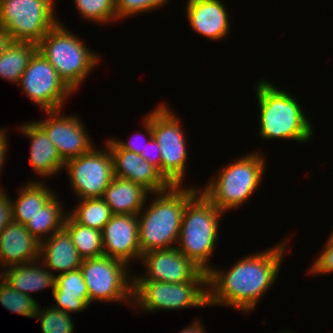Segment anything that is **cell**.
Masks as SVG:
<instances>
[{
    "mask_svg": "<svg viewBox=\"0 0 333 333\" xmlns=\"http://www.w3.org/2000/svg\"><path fill=\"white\" fill-rule=\"evenodd\" d=\"M286 239L265 251L247 255L227 272H207L208 306L222 305L250 312L275 283L285 255ZM218 269V270H217Z\"/></svg>",
    "mask_w": 333,
    "mask_h": 333,
    "instance_id": "1",
    "label": "cell"
},
{
    "mask_svg": "<svg viewBox=\"0 0 333 333\" xmlns=\"http://www.w3.org/2000/svg\"><path fill=\"white\" fill-rule=\"evenodd\" d=\"M198 192L195 186L171 185L164 191L154 193L156 197L149 207L144 204L145 208L137 215L141 255L176 247L184 209Z\"/></svg>",
    "mask_w": 333,
    "mask_h": 333,
    "instance_id": "2",
    "label": "cell"
},
{
    "mask_svg": "<svg viewBox=\"0 0 333 333\" xmlns=\"http://www.w3.org/2000/svg\"><path fill=\"white\" fill-rule=\"evenodd\" d=\"M255 86L260 109L261 140L287 139L299 143L310 141L314 127L305 116L299 101L291 93L280 90L264 79Z\"/></svg>",
    "mask_w": 333,
    "mask_h": 333,
    "instance_id": "3",
    "label": "cell"
},
{
    "mask_svg": "<svg viewBox=\"0 0 333 333\" xmlns=\"http://www.w3.org/2000/svg\"><path fill=\"white\" fill-rule=\"evenodd\" d=\"M224 215L202 192H198L184 209L178 250L198 268L208 272L209 258L218 240V229Z\"/></svg>",
    "mask_w": 333,
    "mask_h": 333,
    "instance_id": "4",
    "label": "cell"
},
{
    "mask_svg": "<svg viewBox=\"0 0 333 333\" xmlns=\"http://www.w3.org/2000/svg\"><path fill=\"white\" fill-rule=\"evenodd\" d=\"M64 26L60 21L51 28L37 44V51L75 93L101 59Z\"/></svg>",
    "mask_w": 333,
    "mask_h": 333,
    "instance_id": "5",
    "label": "cell"
},
{
    "mask_svg": "<svg viewBox=\"0 0 333 333\" xmlns=\"http://www.w3.org/2000/svg\"><path fill=\"white\" fill-rule=\"evenodd\" d=\"M259 153L250 152L224 166L201 191L223 213L242 206L260 186L266 163Z\"/></svg>",
    "mask_w": 333,
    "mask_h": 333,
    "instance_id": "6",
    "label": "cell"
},
{
    "mask_svg": "<svg viewBox=\"0 0 333 333\" xmlns=\"http://www.w3.org/2000/svg\"><path fill=\"white\" fill-rule=\"evenodd\" d=\"M132 303H136L141 312L205 308L208 306L207 281H133Z\"/></svg>",
    "mask_w": 333,
    "mask_h": 333,
    "instance_id": "7",
    "label": "cell"
},
{
    "mask_svg": "<svg viewBox=\"0 0 333 333\" xmlns=\"http://www.w3.org/2000/svg\"><path fill=\"white\" fill-rule=\"evenodd\" d=\"M54 0H0V28L13 41H39L59 21Z\"/></svg>",
    "mask_w": 333,
    "mask_h": 333,
    "instance_id": "8",
    "label": "cell"
},
{
    "mask_svg": "<svg viewBox=\"0 0 333 333\" xmlns=\"http://www.w3.org/2000/svg\"><path fill=\"white\" fill-rule=\"evenodd\" d=\"M165 103L151 111L153 137L161 153V174L171 185H183L187 168V142L180 118Z\"/></svg>",
    "mask_w": 333,
    "mask_h": 333,
    "instance_id": "9",
    "label": "cell"
},
{
    "mask_svg": "<svg viewBox=\"0 0 333 333\" xmlns=\"http://www.w3.org/2000/svg\"><path fill=\"white\" fill-rule=\"evenodd\" d=\"M127 266L125 262L105 255L82 261L80 269L88 287L90 305L97 300L132 304L133 279Z\"/></svg>",
    "mask_w": 333,
    "mask_h": 333,
    "instance_id": "10",
    "label": "cell"
},
{
    "mask_svg": "<svg viewBox=\"0 0 333 333\" xmlns=\"http://www.w3.org/2000/svg\"><path fill=\"white\" fill-rule=\"evenodd\" d=\"M95 146L88 152L65 162L70 186L76 198H101L114 177L113 161L109 147Z\"/></svg>",
    "mask_w": 333,
    "mask_h": 333,
    "instance_id": "11",
    "label": "cell"
},
{
    "mask_svg": "<svg viewBox=\"0 0 333 333\" xmlns=\"http://www.w3.org/2000/svg\"><path fill=\"white\" fill-rule=\"evenodd\" d=\"M18 86L41 111L62 110L66 98L73 93L39 51L29 60Z\"/></svg>",
    "mask_w": 333,
    "mask_h": 333,
    "instance_id": "12",
    "label": "cell"
},
{
    "mask_svg": "<svg viewBox=\"0 0 333 333\" xmlns=\"http://www.w3.org/2000/svg\"><path fill=\"white\" fill-rule=\"evenodd\" d=\"M141 260L146 273L144 276L134 275L133 281H207V273L198 268L177 247L146 252L142 254Z\"/></svg>",
    "mask_w": 333,
    "mask_h": 333,
    "instance_id": "13",
    "label": "cell"
},
{
    "mask_svg": "<svg viewBox=\"0 0 333 333\" xmlns=\"http://www.w3.org/2000/svg\"><path fill=\"white\" fill-rule=\"evenodd\" d=\"M44 112L48 116L47 119L35 122L56 146L64 162L83 155L94 147L82 120L78 119L77 115H61V109Z\"/></svg>",
    "mask_w": 333,
    "mask_h": 333,
    "instance_id": "14",
    "label": "cell"
},
{
    "mask_svg": "<svg viewBox=\"0 0 333 333\" xmlns=\"http://www.w3.org/2000/svg\"><path fill=\"white\" fill-rule=\"evenodd\" d=\"M102 243L105 256L123 261L127 265L135 258L141 262L137 216L113 214L102 229Z\"/></svg>",
    "mask_w": 333,
    "mask_h": 333,
    "instance_id": "15",
    "label": "cell"
},
{
    "mask_svg": "<svg viewBox=\"0 0 333 333\" xmlns=\"http://www.w3.org/2000/svg\"><path fill=\"white\" fill-rule=\"evenodd\" d=\"M109 150L114 176L139 184L150 194L164 191L171 186L160 171L140 155L123 149Z\"/></svg>",
    "mask_w": 333,
    "mask_h": 333,
    "instance_id": "16",
    "label": "cell"
},
{
    "mask_svg": "<svg viewBox=\"0 0 333 333\" xmlns=\"http://www.w3.org/2000/svg\"><path fill=\"white\" fill-rule=\"evenodd\" d=\"M186 16L195 33L218 41L230 32V17L221 0H187Z\"/></svg>",
    "mask_w": 333,
    "mask_h": 333,
    "instance_id": "17",
    "label": "cell"
},
{
    "mask_svg": "<svg viewBox=\"0 0 333 333\" xmlns=\"http://www.w3.org/2000/svg\"><path fill=\"white\" fill-rule=\"evenodd\" d=\"M41 242L24 224L11 221L0 233V263L10 266L40 260Z\"/></svg>",
    "mask_w": 333,
    "mask_h": 333,
    "instance_id": "18",
    "label": "cell"
},
{
    "mask_svg": "<svg viewBox=\"0 0 333 333\" xmlns=\"http://www.w3.org/2000/svg\"><path fill=\"white\" fill-rule=\"evenodd\" d=\"M19 130L31 140L29 161L35 173L45 179L64 169L65 162L58 154L56 146L35 121L23 123Z\"/></svg>",
    "mask_w": 333,
    "mask_h": 333,
    "instance_id": "19",
    "label": "cell"
},
{
    "mask_svg": "<svg viewBox=\"0 0 333 333\" xmlns=\"http://www.w3.org/2000/svg\"><path fill=\"white\" fill-rule=\"evenodd\" d=\"M40 261L48 270L60 275L80 268L83 259L79 256L68 231L63 227L49 238L41 241Z\"/></svg>",
    "mask_w": 333,
    "mask_h": 333,
    "instance_id": "20",
    "label": "cell"
},
{
    "mask_svg": "<svg viewBox=\"0 0 333 333\" xmlns=\"http://www.w3.org/2000/svg\"><path fill=\"white\" fill-rule=\"evenodd\" d=\"M54 308L67 314L81 312L89 307L88 287L80 268L57 275L52 291Z\"/></svg>",
    "mask_w": 333,
    "mask_h": 333,
    "instance_id": "21",
    "label": "cell"
},
{
    "mask_svg": "<svg viewBox=\"0 0 333 333\" xmlns=\"http://www.w3.org/2000/svg\"><path fill=\"white\" fill-rule=\"evenodd\" d=\"M150 194L141 185L114 176L105 189L103 199L113 214L138 215Z\"/></svg>",
    "mask_w": 333,
    "mask_h": 333,
    "instance_id": "22",
    "label": "cell"
},
{
    "mask_svg": "<svg viewBox=\"0 0 333 333\" xmlns=\"http://www.w3.org/2000/svg\"><path fill=\"white\" fill-rule=\"evenodd\" d=\"M40 263L41 261L37 260L35 262L8 267L5 270V282L13 289L30 297H33L31 293L48 287H51L53 291L56 274L48 269L46 270L45 266L42 268Z\"/></svg>",
    "mask_w": 333,
    "mask_h": 333,
    "instance_id": "23",
    "label": "cell"
},
{
    "mask_svg": "<svg viewBox=\"0 0 333 333\" xmlns=\"http://www.w3.org/2000/svg\"><path fill=\"white\" fill-rule=\"evenodd\" d=\"M19 190L17 199L11 202L12 218L24 225L55 195L44 180H29Z\"/></svg>",
    "mask_w": 333,
    "mask_h": 333,
    "instance_id": "24",
    "label": "cell"
},
{
    "mask_svg": "<svg viewBox=\"0 0 333 333\" xmlns=\"http://www.w3.org/2000/svg\"><path fill=\"white\" fill-rule=\"evenodd\" d=\"M61 205L62 203H60L57 195L55 194L25 224V227L30 232V234L35 236L40 242L46 238H49L53 233L61 230L64 227V221L68 211L66 212L62 210L63 207Z\"/></svg>",
    "mask_w": 333,
    "mask_h": 333,
    "instance_id": "25",
    "label": "cell"
},
{
    "mask_svg": "<svg viewBox=\"0 0 333 333\" xmlns=\"http://www.w3.org/2000/svg\"><path fill=\"white\" fill-rule=\"evenodd\" d=\"M37 51V44L32 42L12 41L0 57V77L3 80L19 84L29 60Z\"/></svg>",
    "mask_w": 333,
    "mask_h": 333,
    "instance_id": "26",
    "label": "cell"
},
{
    "mask_svg": "<svg viewBox=\"0 0 333 333\" xmlns=\"http://www.w3.org/2000/svg\"><path fill=\"white\" fill-rule=\"evenodd\" d=\"M79 256L84 260L104 255L102 231L77 223L68 213L64 221Z\"/></svg>",
    "mask_w": 333,
    "mask_h": 333,
    "instance_id": "27",
    "label": "cell"
},
{
    "mask_svg": "<svg viewBox=\"0 0 333 333\" xmlns=\"http://www.w3.org/2000/svg\"><path fill=\"white\" fill-rule=\"evenodd\" d=\"M79 204L68 214L80 225L102 231L113 213L101 198L78 199Z\"/></svg>",
    "mask_w": 333,
    "mask_h": 333,
    "instance_id": "28",
    "label": "cell"
},
{
    "mask_svg": "<svg viewBox=\"0 0 333 333\" xmlns=\"http://www.w3.org/2000/svg\"><path fill=\"white\" fill-rule=\"evenodd\" d=\"M0 303L8 311L29 318L35 317L39 307L35 298L18 292L5 281L0 285Z\"/></svg>",
    "mask_w": 333,
    "mask_h": 333,
    "instance_id": "29",
    "label": "cell"
},
{
    "mask_svg": "<svg viewBox=\"0 0 333 333\" xmlns=\"http://www.w3.org/2000/svg\"><path fill=\"white\" fill-rule=\"evenodd\" d=\"M78 13L83 19L98 23L119 20L115 10V0H74ZM112 20V21H111Z\"/></svg>",
    "mask_w": 333,
    "mask_h": 333,
    "instance_id": "30",
    "label": "cell"
},
{
    "mask_svg": "<svg viewBox=\"0 0 333 333\" xmlns=\"http://www.w3.org/2000/svg\"><path fill=\"white\" fill-rule=\"evenodd\" d=\"M40 307L41 305L38 307L34 318L40 320L43 333H73L75 331L72 315L53 306L46 309Z\"/></svg>",
    "mask_w": 333,
    "mask_h": 333,
    "instance_id": "31",
    "label": "cell"
},
{
    "mask_svg": "<svg viewBox=\"0 0 333 333\" xmlns=\"http://www.w3.org/2000/svg\"><path fill=\"white\" fill-rule=\"evenodd\" d=\"M170 0H115L117 18L126 19L131 15H140L151 10L158 9Z\"/></svg>",
    "mask_w": 333,
    "mask_h": 333,
    "instance_id": "32",
    "label": "cell"
},
{
    "mask_svg": "<svg viewBox=\"0 0 333 333\" xmlns=\"http://www.w3.org/2000/svg\"><path fill=\"white\" fill-rule=\"evenodd\" d=\"M143 127L147 134L148 140H146V145L144 150L141 151L140 156L155 166L161 173V153L159 144L153 137L152 127H151V112L143 117Z\"/></svg>",
    "mask_w": 333,
    "mask_h": 333,
    "instance_id": "33",
    "label": "cell"
},
{
    "mask_svg": "<svg viewBox=\"0 0 333 333\" xmlns=\"http://www.w3.org/2000/svg\"><path fill=\"white\" fill-rule=\"evenodd\" d=\"M325 246V247H324ZM318 258L311 263V274H331L333 273V241L327 240Z\"/></svg>",
    "mask_w": 333,
    "mask_h": 333,
    "instance_id": "34",
    "label": "cell"
},
{
    "mask_svg": "<svg viewBox=\"0 0 333 333\" xmlns=\"http://www.w3.org/2000/svg\"><path fill=\"white\" fill-rule=\"evenodd\" d=\"M138 134H133V137L132 138H129L130 140L129 141H122V140H116L115 138L112 139V137L108 140H106V143L107 146L109 147V149H123V150H128V151H131V152H134L138 155H140L141 151L144 150L145 148V145L146 143H143L141 142L142 145H139L138 142V139L140 141V138H138ZM138 138V139H137Z\"/></svg>",
    "mask_w": 333,
    "mask_h": 333,
    "instance_id": "35",
    "label": "cell"
},
{
    "mask_svg": "<svg viewBox=\"0 0 333 333\" xmlns=\"http://www.w3.org/2000/svg\"><path fill=\"white\" fill-rule=\"evenodd\" d=\"M11 199L4 190H0V233L13 220Z\"/></svg>",
    "mask_w": 333,
    "mask_h": 333,
    "instance_id": "36",
    "label": "cell"
},
{
    "mask_svg": "<svg viewBox=\"0 0 333 333\" xmlns=\"http://www.w3.org/2000/svg\"><path fill=\"white\" fill-rule=\"evenodd\" d=\"M8 131L5 129H0V172L2 167L4 166L5 158H6V148H7V136H8ZM1 174V173H0ZM1 177V176H0ZM1 190V188H0Z\"/></svg>",
    "mask_w": 333,
    "mask_h": 333,
    "instance_id": "37",
    "label": "cell"
},
{
    "mask_svg": "<svg viewBox=\"0 0 333 333\" xmlns=\"http://www.w3.org/2000/svg\"><path fill=\"white\" fill-rule=\"evenodd\" d=\"M11 35L0 28V57L5 53L8 46L12 43Z\"/></svg>",
    "mask_w": 333,
    "mask_h": 333,
    "instance_id": "38",
    "label": "cell"
},
{
    "mask_svg": "<svg viewBox=\"0 0 333 333\" xmlns=\"http://www.w3.org/2000/svg\"><path fill=\"white\" fill-rule=\"evenodd\" d=\"M200 321H196L191 323L189 326L185 327L178 333H206L204 328L202 327L203 325H200Z\"/></svg>",
    "mask_w": 333,
    "mask_h": 333,
    "instance_id": "39",
    "label": "cell"
},
{
    "mask_svg": "<svg viewBox=\"0 0 333 333\" xmlns=\"http://www.w3.org/2000/svg\"><path fill=\"white\" fill-rule=\"evenodd\" d=\"M0 266H1V268H4V267H2L3 265L0 263ZM0 280H1V282H0V285L5 281V270H0Z\"/></svg>",
    "mask_w": 333,
    "mask_h": 333,
    "instance_id": "40",
    "label": "cell"
},
{
    "mask_svg": "<svg viewBox=\"0 0 333 333\" xmlns=\"http://www.w3.org/2000/svg\"><path fill=\"white\" fill-rule=\"evenodd\" d=\"M328 240H329V241H333V231H332V233L330 234Z\"/></svg>",
    "mask_w": 333,
    "mask_h": 333,
    "instance_id": "41",
    "label": "cell"
}]
</instances>
